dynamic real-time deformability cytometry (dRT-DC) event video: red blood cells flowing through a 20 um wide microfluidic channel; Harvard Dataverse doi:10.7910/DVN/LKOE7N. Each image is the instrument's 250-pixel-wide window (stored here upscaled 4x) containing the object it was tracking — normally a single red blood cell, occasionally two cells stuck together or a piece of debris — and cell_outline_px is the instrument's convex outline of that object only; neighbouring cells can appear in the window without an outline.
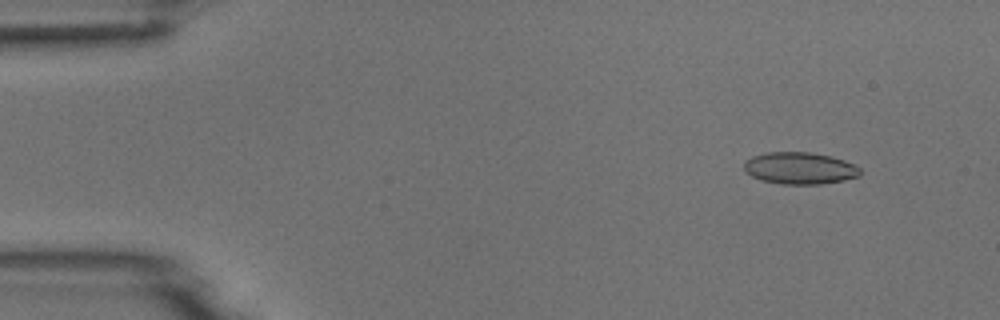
{"species": "common noctule bat (a hibernating species)", "species_latin": "Nyctalus noctula", "temperature_condition": "room temperature", "stored_images_in_passage": 5, "camera_frame_rate_fps": 3000, "um_per_image_px": 0.085, "animal": {"sex": "male", "body_mass_g": 18.8}, "frame": {"image": 1, "passage_image": 2, "time_ms": 0.333, "image_size_px": [1000, 320], "cell_outline_px": [[860, 176], [844, 180], [820, 184], [780, 184], [760, 180], [744, 172], [744, 160], [752, 156], [764, 152], [808, 152], [832, 156], [844, 160], [860, 168]], "centroid_in_image_um": [67.94, 14.29], "position_along_channel_um": 17.1, "area_um2": 21.79}}
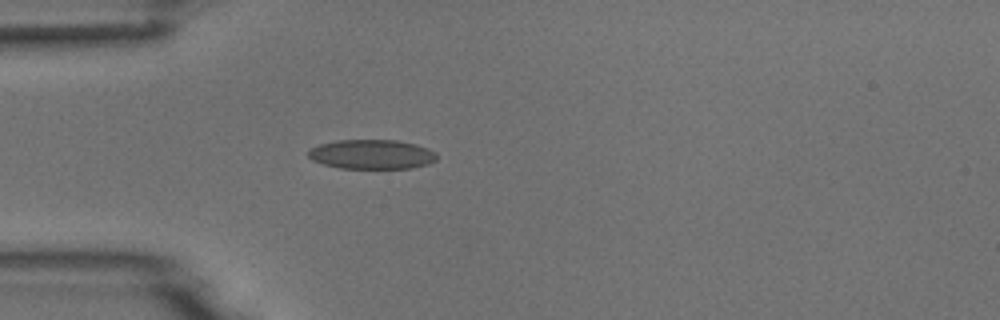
{"frame": {"image": 2, "passage_image": 5, "time_ms": 1.333, "image_size_px": [1000, 320], "cell_outline_px": [[436, 160], [428, 164], [412, 168], [340, 168], [324, 164], [312, 160], [308, 156], [308, 148], [320, 144], [336, 140], [396, 140], [416, 144], [428, 148], [436, 152]], "centroid_in_image_um": [31.59, 13.11], "position_along_channel_um": 53.4, "area_um2": 22.14}}